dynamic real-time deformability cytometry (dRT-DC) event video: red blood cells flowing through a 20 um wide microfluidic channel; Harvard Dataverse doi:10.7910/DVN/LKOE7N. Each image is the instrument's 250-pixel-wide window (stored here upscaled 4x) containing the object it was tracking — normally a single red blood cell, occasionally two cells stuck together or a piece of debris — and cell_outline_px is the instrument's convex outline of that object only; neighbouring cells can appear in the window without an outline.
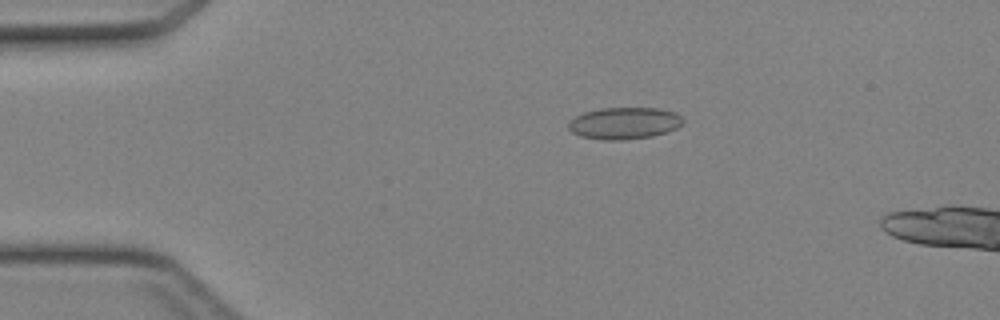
{"species": "Egyptian fruit bat (a non-hibernating species)", "species_latin": "Rousettus aegyptiacus", "temperature_condition": "cold", "stored_images_in_passage": 8, "camera_frame_rate_fps": 3000, "um_per_image_px": 0.085, "animal": {"sex": "female"}, "frame": {"image": 1, "passage_image": 3, "time_ms": 0.667, "image_size_px": [1000, 320], "cell_outline_px": [[684, 120], [676, 128], [652, 136], [624, 140], [604, 140], [580, 136], [572, 132], [568, 128], [568, 120], [584, 112], [600, 108], [660, 108], [676, 112]], "centroid_in_image_um": [53.03, 10.46], "position_along_channel_um": 32.0, "area_um2": 21.27}}